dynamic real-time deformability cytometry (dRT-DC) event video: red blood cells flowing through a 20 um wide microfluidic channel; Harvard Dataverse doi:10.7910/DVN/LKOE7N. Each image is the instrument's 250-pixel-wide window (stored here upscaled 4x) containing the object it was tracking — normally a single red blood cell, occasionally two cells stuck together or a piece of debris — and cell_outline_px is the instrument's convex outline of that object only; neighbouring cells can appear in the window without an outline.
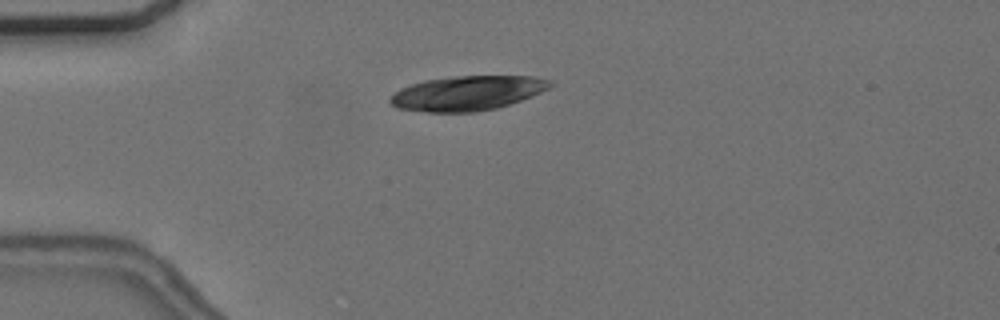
{"species": "common noctule bat (a hibernating species)", "species_latin": "Nyctalus noctula", "temperature_condition": "cold", "stored_images_in_passage": 44, "camera_frame_rate_fps": 3000, "um_per_image_px": 0.085, "animal": {"sex": "female", "body_mass_g": 24.6, "forearm_length_mm": 56.2}, "frame": {"image": 1, "passage_image": 3, "time_ms": 0.667, "image_size_px": [1000, 320], "cell_outline_px": [[552, 84], [548, 88], [532, 96], [496, 108], [476, 112], [428, 112], [396, 108], [388, 100], [400, 88], [424, 80], [456, 76], [532, 76], [552, 80]], "centroid_in_image_um": [39.71, 7.92], "position_along_channel_um": 45.3, "area_um2": 32.08}}